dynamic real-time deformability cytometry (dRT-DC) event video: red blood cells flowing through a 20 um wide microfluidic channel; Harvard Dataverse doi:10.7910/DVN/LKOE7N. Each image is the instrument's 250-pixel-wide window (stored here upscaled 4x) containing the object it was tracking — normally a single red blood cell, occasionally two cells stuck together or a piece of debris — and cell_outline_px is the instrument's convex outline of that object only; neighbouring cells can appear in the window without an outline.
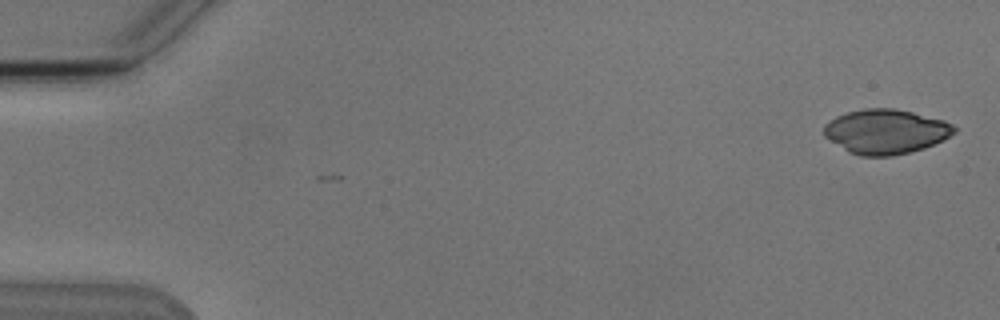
{"species": "Egyptian fruit bat (a non-hibernating species)", "species_latin": "Rousettus aegyptiacus", "temperature_condition": "cold", "stored_images_in_passage": 4, "segment_of_instrument_passage": [2, 2], "camera_frame_rate_fps": 3000, "um_per_image_px": 0.085, "animal": {"sex": "male"}, "frame": {"image": 1, "passage_image": 4, "time_ms": 4.333, "image_size_px": [1000, 320], "cell_outline_px": [[956, 132], [924, 148], [892, 156], [860, 156], [848, 152], [824, 136], [824, 124], [836, 116], [848, 112], [864, 108], [892, 108], [912, 112], [944, 120], [952, 124], [956, 128]], "centroid_in_image_um": [75.26, 11.18], "position_along_channel_um": 9.7, "area_um2": 33.64}}